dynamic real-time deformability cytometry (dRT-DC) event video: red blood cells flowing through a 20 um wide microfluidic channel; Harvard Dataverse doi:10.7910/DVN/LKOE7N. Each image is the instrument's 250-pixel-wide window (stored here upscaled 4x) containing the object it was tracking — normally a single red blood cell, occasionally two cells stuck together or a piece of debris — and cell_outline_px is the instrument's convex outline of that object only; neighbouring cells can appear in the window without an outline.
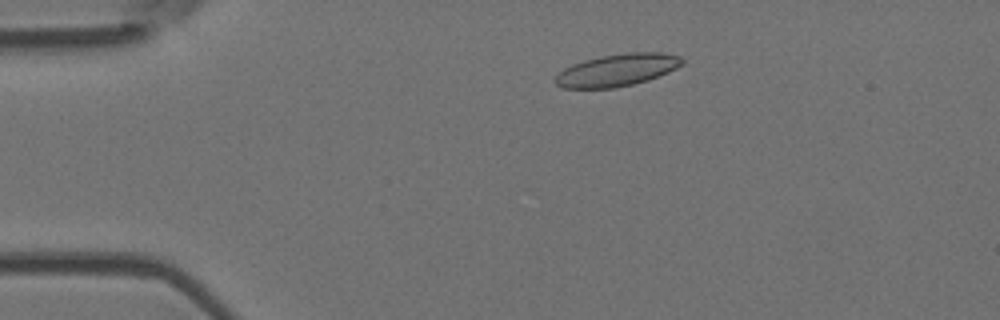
{"species": "Egyptian fruit bat (a non-hibernating species)", "species_latin": "Rousettus aegyptiacus", "temperature_condition": "room temperature", "stored_images_in_passage": 45, "camera_frame_rate_fps": 3000, "um_per_image_px": 0.085, "animal": {"sex": "female"}, "frame": {"image": 1, "passage_image": 2, "time_ms": 0.333, "image_size_px": [1000, 320], "cell_outline_px": [[684, 64], [668, 72], [648, 80], [616, 88], [564, 88], [556, 84], [552, 80], [564, 68], [572, 64], [584, 60], [600, 56], [624, 52], [664, 52], [680, 56], [684, 60]], "centroid_in_image_um": [52.47, 5.94], "position_along_channel_um": 32.5, "area_um2": 24.04}}
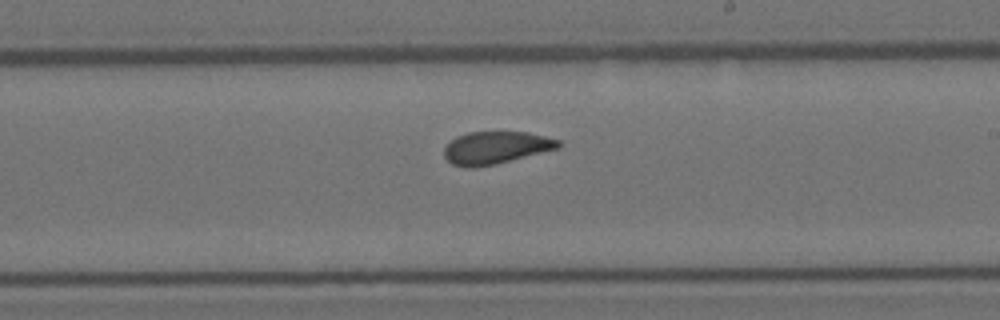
{"frame": {"image": 2, "passage_image": 23, "time_ms": 7.333, "image_size_px": [1000, 320], "cell_outline_px": [[560, 148], [496, 164], [476, 168], [468, 168], [452, 164], [444, 156], [444, 148], [456, 136], [468, 132], [528, 132], [560, 140]], "centroid_in_image_um": [42.14, 12.56], "position_along_channel_um": 246.9, "area_um2": 21.68}}
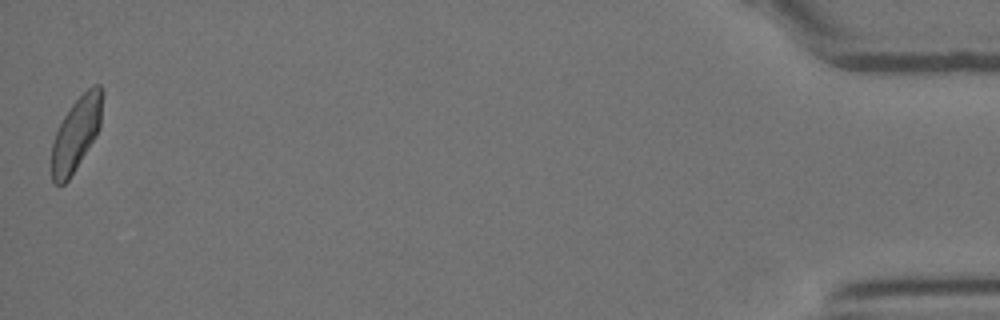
{"frame": {"image": 3, "passage_image": 45, "time_ms": 14.667, "image_size_px": [1000, 320], "cell_outline_px": [[100, 128], [96, 136], [68, 180], [64, 184], [56, 184], [52, 180], [52, 140], [64, 116], [72, 104], [92, 84], [100, 84]], "centroid_in_image_um": [6.44, 11.4], "position_along_channel_um": 428.8, "area_um2": 21.04}, "authors_computed_cell_mechanics": {"area_um2": 22.3108, "velocity_mm_per_s": 3.7524, "shape_relaxation_time_tau1_ms": 6.5655, "shape_relaxation_time_tau2_ms": 1.5893, "deformation_change_tau1": 0.1492, "deformation_change_tau2": 0.0671}}